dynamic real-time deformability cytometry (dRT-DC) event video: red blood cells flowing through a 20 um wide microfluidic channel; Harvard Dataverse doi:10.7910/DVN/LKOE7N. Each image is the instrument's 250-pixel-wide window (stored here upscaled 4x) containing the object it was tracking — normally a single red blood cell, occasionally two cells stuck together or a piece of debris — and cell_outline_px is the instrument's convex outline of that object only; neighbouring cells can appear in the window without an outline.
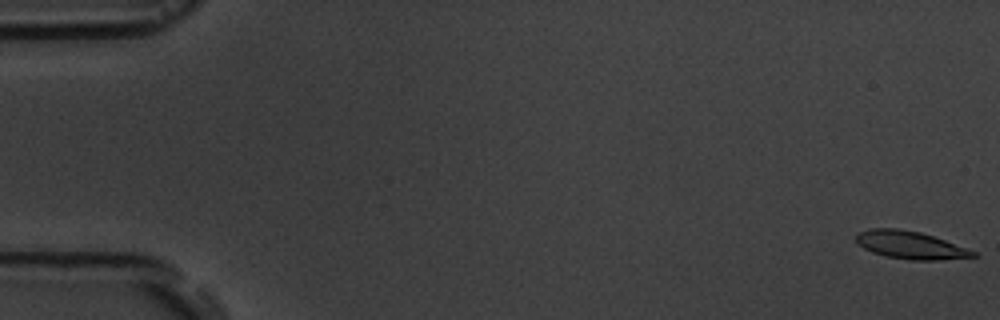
{"species": "common noctule bat (a hibernating species)", "species_latin": "Nyctalus noctula", "temperature_condition": "room temperature", "stored_images_in_passage": 5, "camera_frame_rate_fps": 3000, "um_per_image_px": 0.085, "animal": {"sex": "male", "body_mass_g": 19.5, "forearm_length_mm": 54.6}, "frame": {"image": 1, "passage_image": 1, "time_ms": 0.0, "image_size_px": [1000, 320], "cell_outline_px": [[980, 256], [936, 260], [912, 260], [888, 256], [872, 252], [856, 244], [856, 232], [868, 228], [900, 228], [920, 232], [944, 240], [976, 252]], "centroid_in_image_um": [77.32, 20.81], "position_along_channel_um": 7.7, "area_um2": 18.84}}
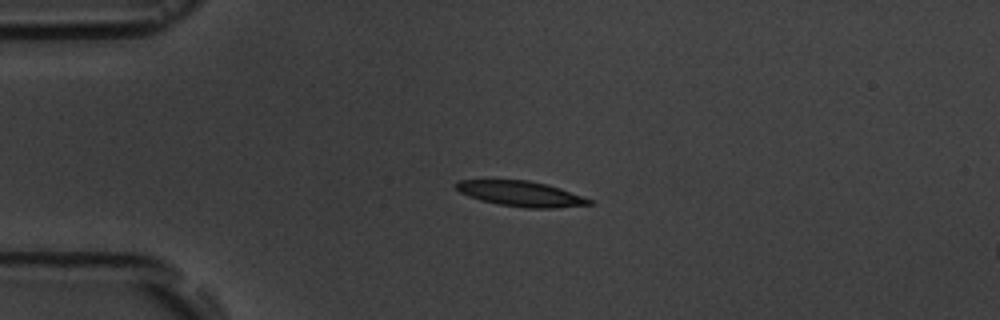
{"frame": {"image": 2, "passage_image": 4, "time_ms": 4.333, "image_size_px": [1000, 320], "cell_outline_px": [[592, 204], [556, 208], [524, 208], [500, 204], [480, 200], [468, 196], [460, 192], [452, 184], [460, 180], [528, 180], [548, 184], [560, 188], [592, 200]], "centroid_in_image_um": [44.25, 16.46], "position_along_channel_um": 40.8, "area_um2": 19.59}}